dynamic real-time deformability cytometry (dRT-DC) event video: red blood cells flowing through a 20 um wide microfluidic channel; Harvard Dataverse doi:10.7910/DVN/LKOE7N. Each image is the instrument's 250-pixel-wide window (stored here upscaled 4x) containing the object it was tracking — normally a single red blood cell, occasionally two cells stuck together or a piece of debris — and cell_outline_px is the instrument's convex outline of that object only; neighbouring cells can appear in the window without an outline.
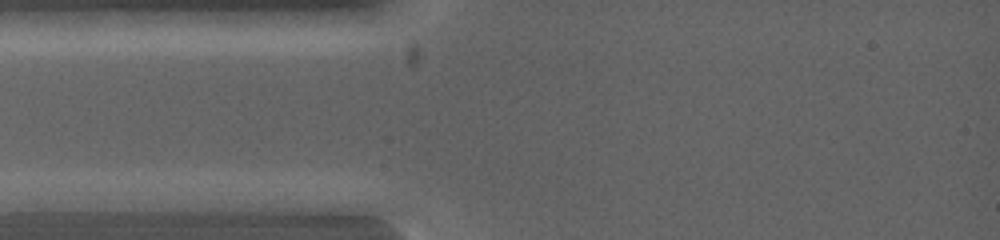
{"species": "common noctule bat (a hibernating species)", "species_latin": "Nyctalus noctula", "temperature_condition": "warm", "stored_images_in_passage": 4, "camera_frame_rate_fps": 5000, "um_per_image_px": 0.085, "animal": {"sex": "female", "body_mass_g": 19.0, "forearm_length_mm": 53.3}, "frame": {"image": 1, "passage_image": 2, "time_ms": 0.2, "image_size_px": [1000, 240], "cell_outline_px": [[112, 200], [104, 212], [16, 212], [16, 200], [80, 192], [104, 192]], "centroid_in_image_um": [5.61, 17.27], "position_along_channel_um": 79.4, "area_um2": 11.44}}